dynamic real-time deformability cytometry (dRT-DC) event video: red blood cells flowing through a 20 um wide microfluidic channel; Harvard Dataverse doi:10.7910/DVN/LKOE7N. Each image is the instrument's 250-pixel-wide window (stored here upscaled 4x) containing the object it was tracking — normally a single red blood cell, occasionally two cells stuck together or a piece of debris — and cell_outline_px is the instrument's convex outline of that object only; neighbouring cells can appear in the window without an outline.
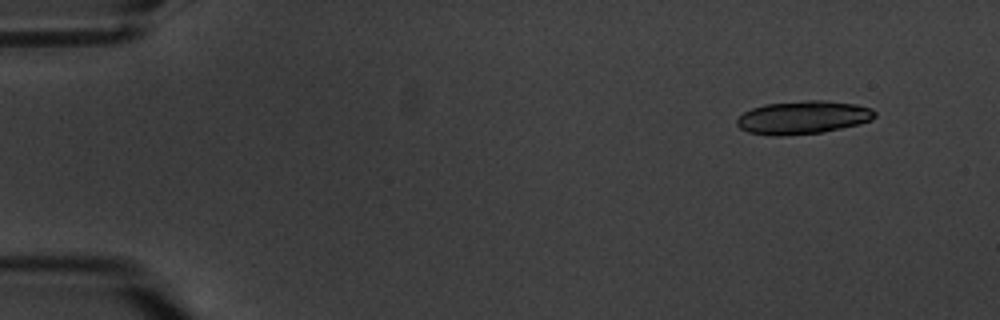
{"species": "common noctule bat (a hibernating species)", "species_latin": "Nyctalus noctula", "temperature_condition": "warm", "stored_images_in_passage": 5, "camera_frame_rate_fps": 3000, "um_per_image_px": 0.085, "animal": {"sex": "male", "body_mass_g": 20.1, "forearm_length_mm": 53.5}, "frame": {"image": 1, "passage_image": 2, "time_ms": 1.0, "image_size_px": [1000, 320], "cell_outline_px": [[876, 116], [872, 120], [860, 124], [824, 132], [784, 136], [772, 136], [748, 132], [740, 128], [736, 124], [736, 120], [744, 112], [752, 108], [764, 104], [804, 100], [824, 100], [856, 104], [872, 108], [876, 112]], "centroid_in_image_um": [68.27, 9.98], "position_along_channel_um": 16.7, "area_um2": 26.99}}
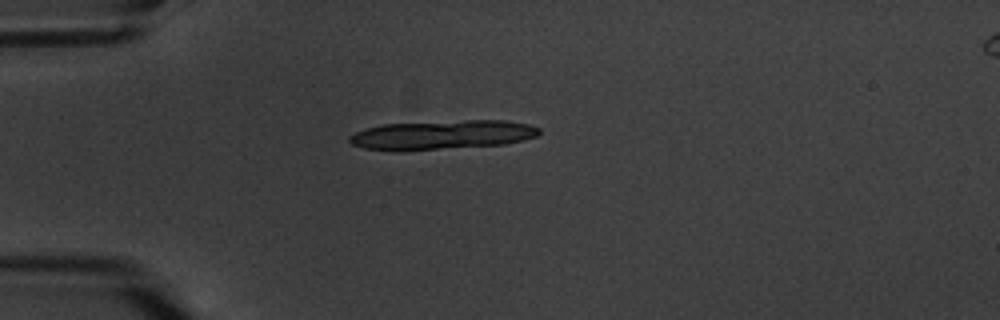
{"frame": {"image": 2, "passage_image": 5, "time_ms": 4.667, "image_size_px": [1000, 320], "cell_outline_px": [[540, 132], [536, 136], [524, 140], [504, 144], [400, 152], [396, 152], [364, 148], [352, 144], [348, 140], [348, 136], [356, 132], [368, 128], [384, 124], [464, 120], [504, 120], [528, 124], [540, 128]], "centroid_in_image_um": [37.56, 11.47], "position_along_channel_um": 47.4, "area_um2": 32.54}}